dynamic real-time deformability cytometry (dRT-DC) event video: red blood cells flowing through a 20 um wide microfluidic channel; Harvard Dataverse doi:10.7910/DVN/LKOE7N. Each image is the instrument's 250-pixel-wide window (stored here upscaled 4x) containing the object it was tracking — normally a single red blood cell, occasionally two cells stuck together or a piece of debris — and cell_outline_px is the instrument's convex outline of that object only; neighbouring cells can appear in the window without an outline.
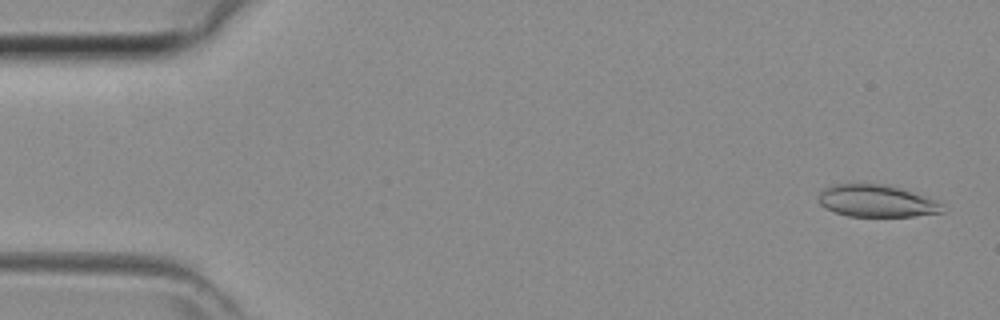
{"species": "common noctule bat (a hibernating species)", "species_latin": "Nyctalus noctula", "temperature_condition": "room temperature", "stored_images_in_passage": 43, "camera_frame_rate_fps": 3000, "um_per_image_px": 0.085, "animal": {"sex": "female", "body_mass_g": 29.2, "forearm_length_mm": 56.3}, "frame": {"image": 1, "passage_image": 2, "time_ms": 0.333, "image_size_px": [1000, 320], "cell_outline_px": [[944, 212], [912, 216], [848, 216], [824, 208], [820, 204], [820, 192], [824, 188], [836, 184], [888, 184], [936, 200], [940, 204]], "centroid_in_image_um": [74.49, 17.08], "position_along_channel_um": 10.5, "area_um2": 22.89}}
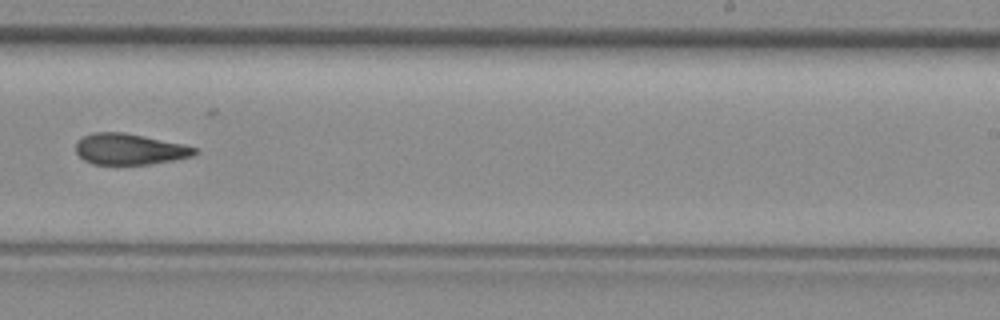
{"frame": {"image": 2, "passage_image": 27, "time_ms": 8.667, "image_size_px": [1000, 320], "cell_outline_px": [[200, 152], [192, 156], [176, 160], [152, 164], [92, 164], [84, 160], [76, 152], [76, 144], [84, 136], [92, 132], [124, 132], [184, 144], [200, 148]], "centroid_in_image_um": [11.08, 12.68], "position_along_channel_um": 277.9, "area_um2": 21.68}}
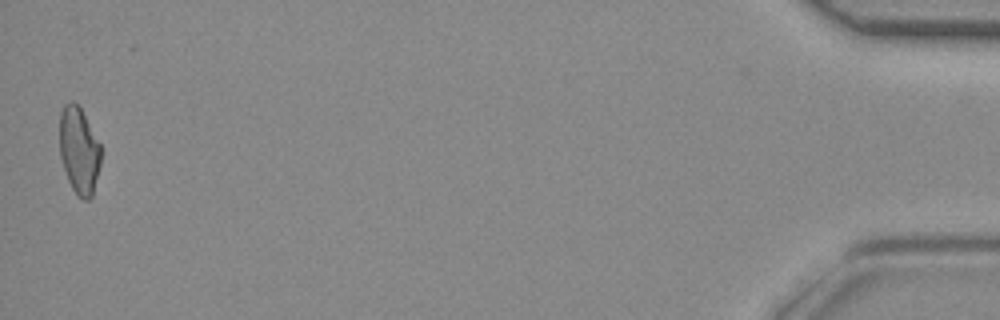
{"frame": {"image": 3, "passage_image": 43, "time_ms": 14.0, "image_size_px": [1000, 320], "cell_outline_px": [[100, 164], [92, 196], [88, 200], [84, 200], [76, 196], [68, 180], [60, 156], [60, 112], [64, 104], [72, 100], [80, 108], [100, 144]], "centroid_in_image_um": [6.7, 12.81], "position_along_channel_um": 428.5, "area_um2": 20.69}}